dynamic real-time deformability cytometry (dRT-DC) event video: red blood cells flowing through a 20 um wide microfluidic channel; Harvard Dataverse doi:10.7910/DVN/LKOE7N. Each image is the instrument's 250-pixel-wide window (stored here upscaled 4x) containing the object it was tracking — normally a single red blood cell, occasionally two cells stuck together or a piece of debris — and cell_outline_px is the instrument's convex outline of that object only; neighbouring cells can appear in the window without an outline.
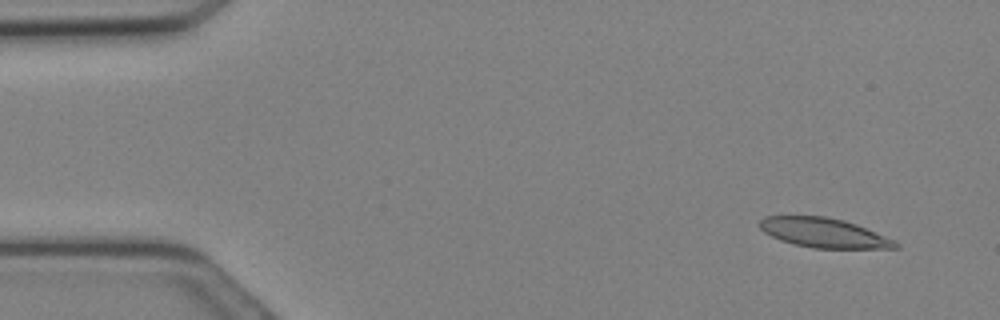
{"species": "Egyptian fruit bat (a non-hibernating species)", "species_latin": "Rousettus aegyptiacus", "temperature_condition": "cold", "stored_images_in_passage": 16, "camera_frame_rate_fps": 3000, "um_per_image_px": 0.085, "animal": {"sex": "female"}, "frame": {"image": 1, "passage_image": 2, "time_ms": 0.333, "image_size_px": [1000, 320], "cell_outline_px": [[900, 248], [812, 248], [780, 240], [764, 232], [760, 228], [760, 220], [764, 216], [824, 216], [844, 220], [856, 224], [892, 240], [900, 244]], "centroid_in_image_um": [69.99, 19.78], "position_along_channel_um": 15.0, "area_um2": 23.0}}
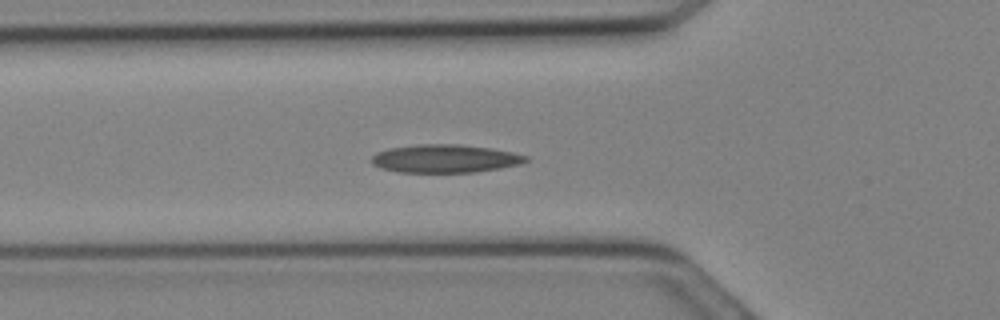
{"frame": {"image": 2, "passage_image": 10, "time_ms": 3.0, "image_size_px": [1000, 320], "cell_outline_px": [[528, 160], [520, 164], [500, 168], [476, 172], [396, 172], [380, 168], [372, 164], [372, 156], [376, 152], [388, 148], [420, 144], [460, 144], [492, 148], [512, 152], [528, 156]], "centroid_in_image_um": [37.81, 13.48], "position_along_channel_um": 88.0, "area_um2": 25.43}}
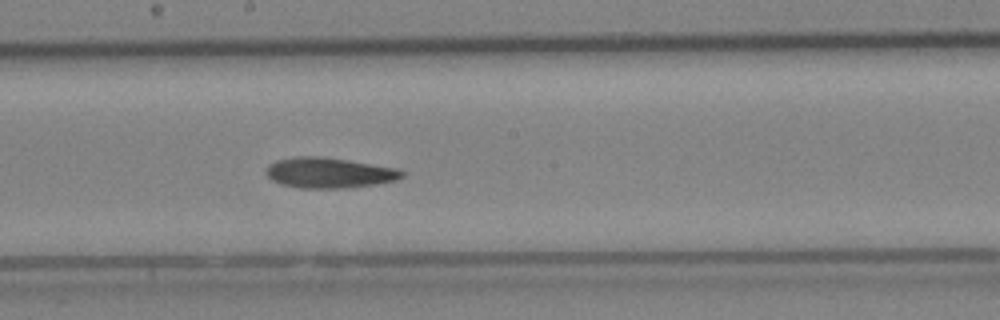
{"frame": {"image": 3, "passage_image": 16, "time_ms": 5.0, "image_size_px": [1000, 320], "cell_outline_px": [[404, 176], [396, 180], [376, 184], [340, 188], [300, 188], [280, 184], [272, 180], [264, 172], [268, 164], [276, 160], [296, 156], [320, 156], [348, 160], [396, 168], [404, 172]], "centroid_in_image_um": [27.93, 14.68], "position_along_channel_um": 220.3, "area_um2": 24.1}}